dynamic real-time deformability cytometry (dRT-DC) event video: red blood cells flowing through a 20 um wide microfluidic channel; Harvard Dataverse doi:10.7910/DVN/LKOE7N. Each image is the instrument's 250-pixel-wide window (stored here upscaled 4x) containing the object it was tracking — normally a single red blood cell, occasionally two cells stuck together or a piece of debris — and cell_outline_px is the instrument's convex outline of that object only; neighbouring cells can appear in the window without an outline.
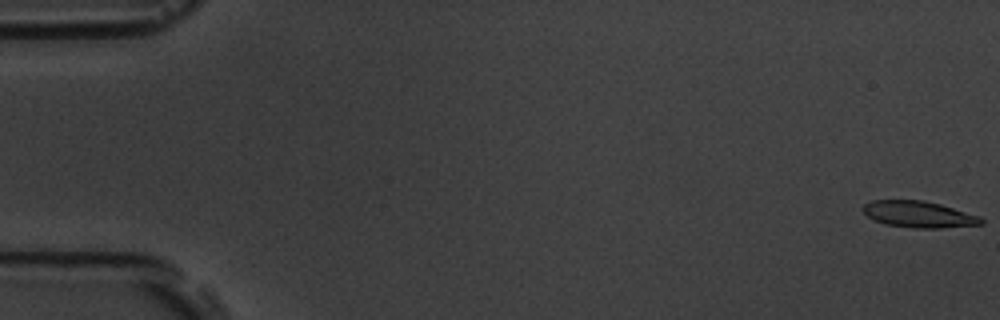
{"species": "common noctule bat (a hibernating species)", "species_latin": "Nyctalus noctula", "temperature_condition": "room temperature", "stored_images_in_passage": 52, "camera_frame_rate_fps": 3000, "um_per_image_px": 0.085, "animal": {"sex": "male", "body_mass_g": 19.5, "forearm_length_mm": 54.6}, "frame": {"image": 1, "passage_image": 1, "time_ms": 0.0, "image_size_px": [1000, 320], "cell_outline_px": [[984, 224], [940, 228], [912, 228], [884, 224], [868, 216], [864, 212], [864, 204], [872, 200], [924, 200], [940, 204], [980, 216], [984, 220]], "centroid_in_image_um": [78.12, 18.22], "position_along_channel_um": 6.9, "area_um2": 18.15}}
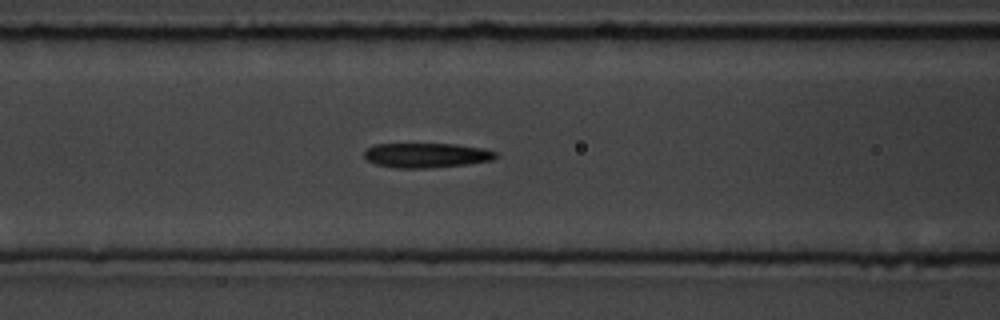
{"frame": {"image": 2, "passage_image": 23, "time_ms": 7.333, "image_size_px": [1000, 320], "cell_outline_px": [[496, 156], [492, 160], [464, 164], [432, 168], [396, 168], [376, 164], [368, 160], [364, 156], [364, 152], [372, 144], [456, 144], [484, 148], [496, 152]], "centroid_in_image_um": [36.23, 13.19], "position_along_channel_um": 130.4, "area_um2": 18.84}}
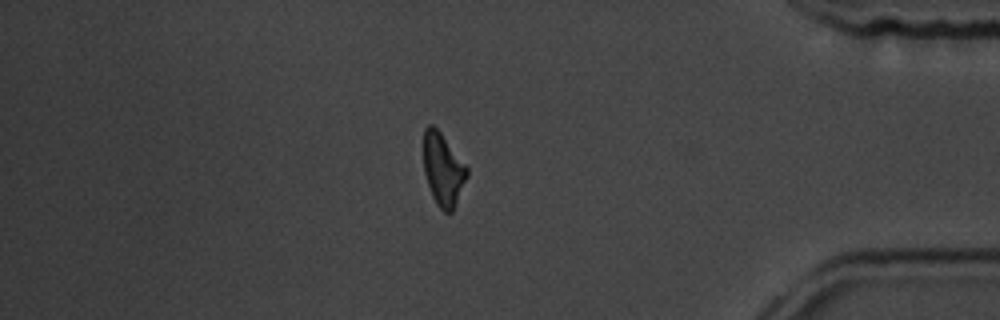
{"frame": {"image": 3, "passage_image": 47, "time_ms": 15.333, "image_size_px": [1000, 320], "cell_outline_px": [[468, 176], [452, 212], [444, 212], [436, 204], [432, 196], [424, 172], [424, 128], [428, 124], [432, 124], [440, 132], [468, 168]], "centroid_in_image_um": [37.65, 14.41], "position_along_channel_um": 397.5, "area_um2": 18.15}, "authors_computed_cell_mechanics": {"area_um2": 19.074, "velocity_mm_per_s": 3.7688, "shape_relaxation_time_tau1_ms": 5.2721, "shape_relaxation_time_tau2_ms": null, "deformation_change_tau1": 0.1437, "deformation_change_tau2": null}}